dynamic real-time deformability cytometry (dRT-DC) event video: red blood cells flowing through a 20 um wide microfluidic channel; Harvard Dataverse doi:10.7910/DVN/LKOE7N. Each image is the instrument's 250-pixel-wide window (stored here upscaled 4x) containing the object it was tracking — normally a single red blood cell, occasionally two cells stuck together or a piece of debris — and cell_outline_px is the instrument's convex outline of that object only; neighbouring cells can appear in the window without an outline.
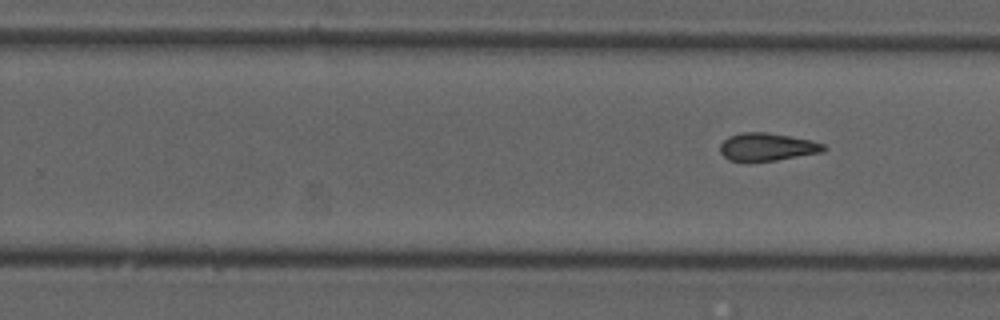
{"species": "common noctule bat (a hibernating species)", "species_latin": "Nyctalus noctula", "temperature_condition": "cold", "stored_images_in_passage": 7, "segment_of_instrument_passage": [2, 2], "camera_frame_rate_fps": 3000, "um_per_image_px": 0.085, "animal": {"sex": "male", "forearm_length_mm": 52.5}, "frame": {"image": 1, "passage_image": 7, "time_ms": 7.667, "image_size_px": [1000, 320], "cell_outline_px": [[828, 148], [824, 152], [776, 160], [728, 160], [720, 152], [720, 144], [728, 136], [740, 132], [764, 132], [812, 140], [824, 144]], "centroid_in_image_um": [65.23, 12.47], "position_along_channel_um": 264.6, "area_um2": 16.65}}